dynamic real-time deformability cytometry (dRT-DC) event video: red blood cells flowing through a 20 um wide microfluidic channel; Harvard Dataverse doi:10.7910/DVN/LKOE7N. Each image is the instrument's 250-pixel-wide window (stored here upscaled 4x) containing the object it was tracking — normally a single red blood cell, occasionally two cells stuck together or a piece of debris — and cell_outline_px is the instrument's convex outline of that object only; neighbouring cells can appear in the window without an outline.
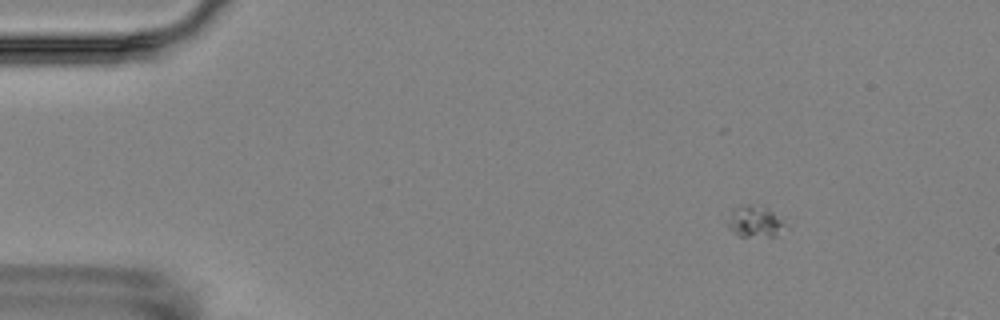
{"species": "Egyptian fruit bat (a non-hibernating species)", "species_latin": "Rousettus aegyptiacus", "temperature_condition": "room temperature", "stored_images_in_passage": 4, "camera_frame_rate_fps": 3000, "um_per_image_px": 0.085, "animal": {"sex": "female"}, "frame": {"image": 1, "passage_image": 1, "time_ms": 0.0, "image_size_px": [1000, 320], "cell_outline_px": [[788, 228], [776, 236], [740, 236], [728, 228], [724, 220], [736, 208], [748, 204], [752, 204], [768, 208], [784, 220]], "centroid_in_image_um": [64.19, 18.84], "position_along_channel_um": 20.8, "area_um2": 10.75}}